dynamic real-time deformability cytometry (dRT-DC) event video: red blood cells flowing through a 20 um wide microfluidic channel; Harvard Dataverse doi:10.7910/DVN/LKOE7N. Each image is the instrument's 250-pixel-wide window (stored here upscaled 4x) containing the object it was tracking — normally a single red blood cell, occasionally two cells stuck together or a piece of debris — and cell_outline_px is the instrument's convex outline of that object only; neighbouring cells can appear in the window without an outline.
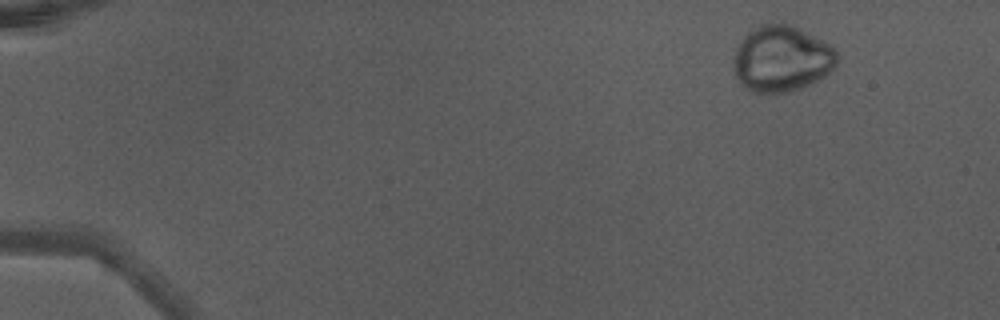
{"species": "Egyptian fruit bat (a non-hibernating species)", "species_latin": "Rousettus aegyptiacus", "temperature_condition": "warm", "stored_images_in_passage": 49, "camera_frame_rate_fps": 3000, "um_per_image_px": 0.085, "animal": {"sex": "male"}, "frame": {"image": 1, "passage_image": 6, "time_ms": 1.667, "image_size_px": [1000, 320], "cell_outline_px": [[840, 56], [836, 64], [824, 76], [812, 84], [788, 92], [752, 92], [744, 88], [740, 84], [732, 68], [732, 60], [736, 48], [744, 36], [748, 32], [764, 24], [792, 24], [800, 28], [836, 48]], "centroid_in_image_um": [66.44, 5.01], "position_along_channel_um": 18.6, "area_um2": 40.06}}
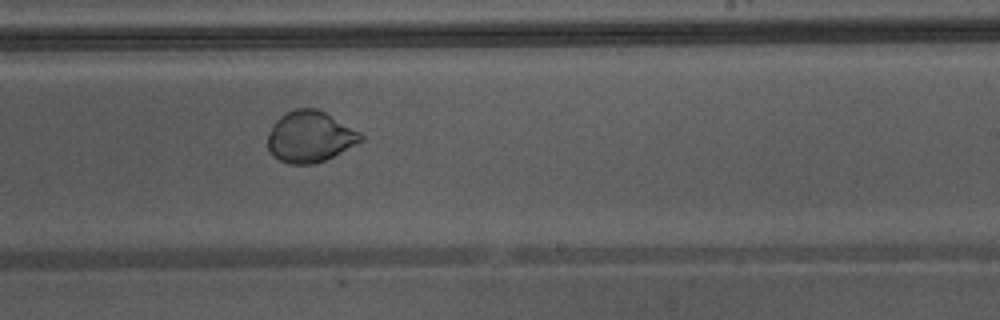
{"frame": {"image": 2, "passage_image": 32, "time_ms": 10.333, "image_size_px": [1000, 320], "cell_outline_px": [[364, 140], [324, 160], [312, 164], [288, 164], [272, 156], [268, 152], [268, 132], [276, 120], [280, 116], [292, 108], [316, 108], [324, 112], [360, 132], [364, 136]], "centroid_in_image_um": [26.31, 11.62], "position_along_channel_um": 262.7, "area_um2": 27.69}}